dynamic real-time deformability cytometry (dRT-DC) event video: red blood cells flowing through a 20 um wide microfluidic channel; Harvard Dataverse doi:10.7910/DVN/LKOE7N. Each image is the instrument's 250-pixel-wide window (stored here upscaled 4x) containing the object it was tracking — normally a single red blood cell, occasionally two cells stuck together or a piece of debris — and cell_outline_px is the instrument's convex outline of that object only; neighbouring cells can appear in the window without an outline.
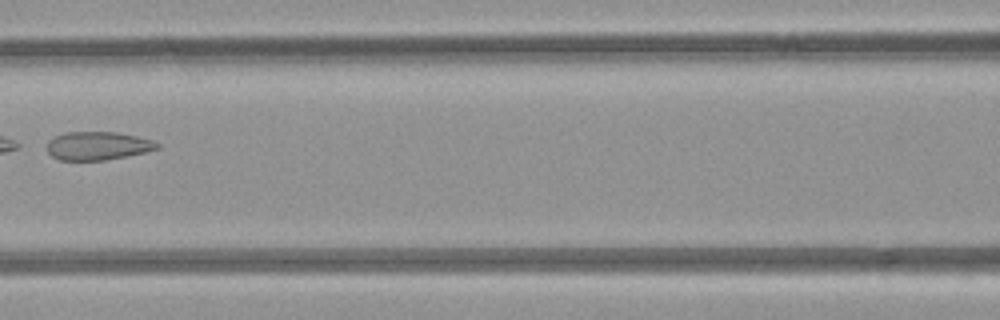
{"species": "common noctule bat (a hibernating species)", "species_latin": "Nyctalus noctula", "temperature_condition": "room temperature", "stored_images_in_passage": 8, "camera_frame_rate_fps": 3000, "um_per_image_px": 0.085, "animal": {"sex": "female", "body_mass_g": 21.9}, "frame": {"image": 1, "passage_image": 7, "time_ms": 8.0, "image_size_px": [1000, 320], "cell_outline_px": [[160, 148], [144, 152], [104, 160], [60, 160], [52, 156], [48, 152], [48, 140], [64, 132], [116, 132], [136, 136], [152, 140], [160, 144]], "centroid_in_image_um": [8.3, 12.39], "position_along_channel_um": 158.3, "area_um2": 18.03}}
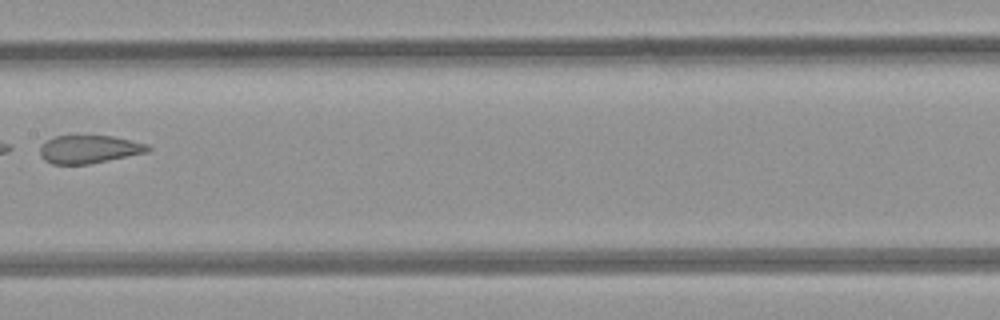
{"frame": {"image": 2, "passage_image": 8, "time_ms": 9.0, "image_size_px": [1000, 320], "cell_outline_px": [[152, 148], [148, 152], [88, 164], [52, 164], [44, 160], [40, 156], [40, 148], [48, 140], [56, 136], [112, 136], [148, 144]], "centroid_in_image_um": [7.59, 12.69], "position_along_channel_um": 199.8, "area_um2": 17.46}}